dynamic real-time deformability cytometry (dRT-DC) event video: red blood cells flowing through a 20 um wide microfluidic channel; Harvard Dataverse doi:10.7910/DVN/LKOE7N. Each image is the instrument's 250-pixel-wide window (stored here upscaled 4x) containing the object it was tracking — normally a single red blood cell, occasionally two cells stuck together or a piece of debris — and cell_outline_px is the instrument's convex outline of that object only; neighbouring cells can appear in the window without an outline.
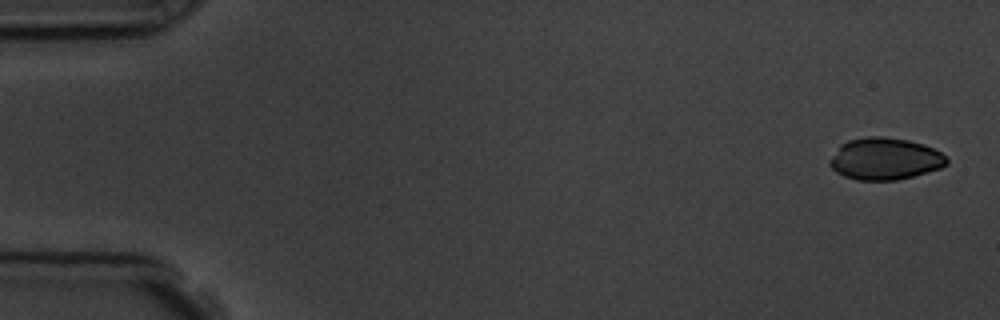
{"species": "common noctule bat (a hibernating species)", "species_latin": "Nyctalus noctula", "temperature_condition": "room temperature", "stored_images_in_passage": 5, "camera_frame_rate_fps": 3000, "um_per_image_px": 0.085, "animal": {"sex": "male", "body_mass_g": 19.5, "forearm_length_mm": 54.6}, "frame": {"image": 1, "passage_image": 1, "time_ms": 0.0, "image_size_px": [1000, 320], "cell_outline_px": [[948, 164], [940, 168], [912, 176], [896, 180], [856, 180], [844, 176], [836, 172], [828, 164], [828, 160], [840, 144], [848, 140], [872, 136], [880, 136], [908, 140], [932, 148], [940, 152], [948, 160]], "centroid_in_image_um": [75.17, 13.5], "position_along_channel_um": 9.8, "area_um2": 28.44}}
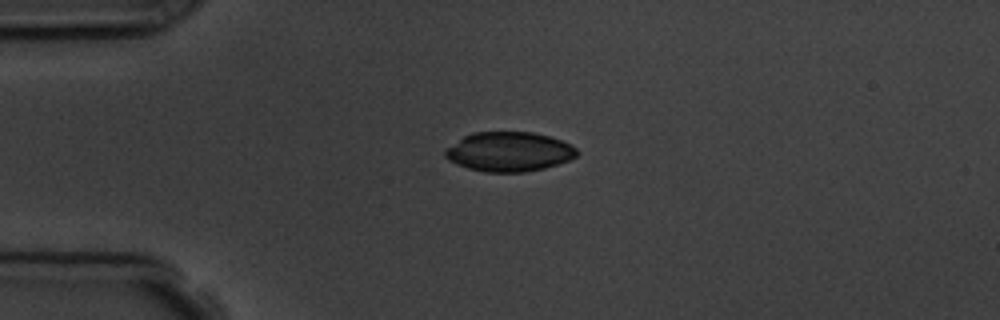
{"frame": {"image": 2, "passage_image": 4, "time_ms": 3.667, "image_size_px": [1000, 320], "cell_outline_px": [[580, 152], [576, 156], [568, 160], [544, 168], [524, 172], [484, 172], [468, 168], [456, 164], [448, 160], [444, 156], [444, 148], [464, 136], [472, 132], [532, 132], [548, 136], [572, 144]], "centroid_in_image_um": [43.24, 12.89], "position_along_channel_um": 41.8, "area_um2": 30.46}}